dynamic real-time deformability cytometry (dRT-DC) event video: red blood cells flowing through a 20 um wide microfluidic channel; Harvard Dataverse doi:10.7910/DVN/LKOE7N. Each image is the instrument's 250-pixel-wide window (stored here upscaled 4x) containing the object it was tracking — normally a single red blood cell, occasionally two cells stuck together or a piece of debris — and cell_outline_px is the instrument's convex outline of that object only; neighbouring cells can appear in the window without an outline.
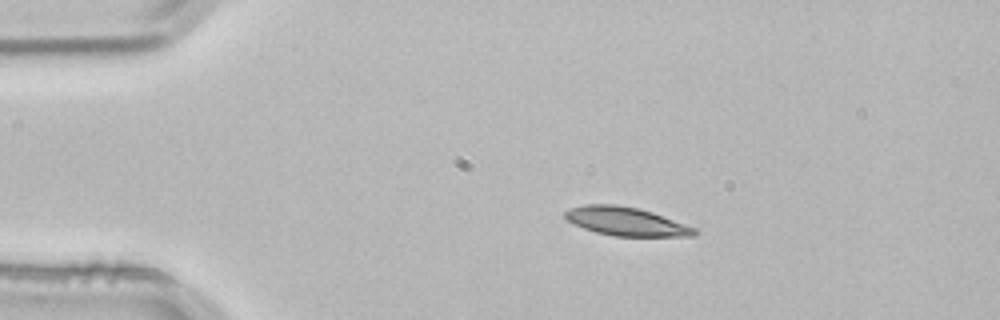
{"species": "common noctule bat (a hibernating species)", "species_latin": "Nyctalus noctula", "temperature_condition": "room temperature", "stored_images_in_passage": 2, "camera_frame_rate_fps": 3000, "um_per_image_px": 0.085, "animal": {"sex": "male", "body_mass_g": 21.5, "forearm_length_mm": 52.0}, "frame": {"image": 1, "passage_image": 1, "time_ms": 0.0, "image_size_px": [1000, 320], "cell_outline_px": [[696, 236], [612, 236], [596, 232], [584, 228], [568, 220], [564, 216], [564, 212], [572, 208], [584, 204], [616, 204], [640, 208], [652, 212], [696, 228]], "centroid_in_image_um": [53.22, 18.81], "position_along_channel_um": 31.8, "area_um2": 21.39}}